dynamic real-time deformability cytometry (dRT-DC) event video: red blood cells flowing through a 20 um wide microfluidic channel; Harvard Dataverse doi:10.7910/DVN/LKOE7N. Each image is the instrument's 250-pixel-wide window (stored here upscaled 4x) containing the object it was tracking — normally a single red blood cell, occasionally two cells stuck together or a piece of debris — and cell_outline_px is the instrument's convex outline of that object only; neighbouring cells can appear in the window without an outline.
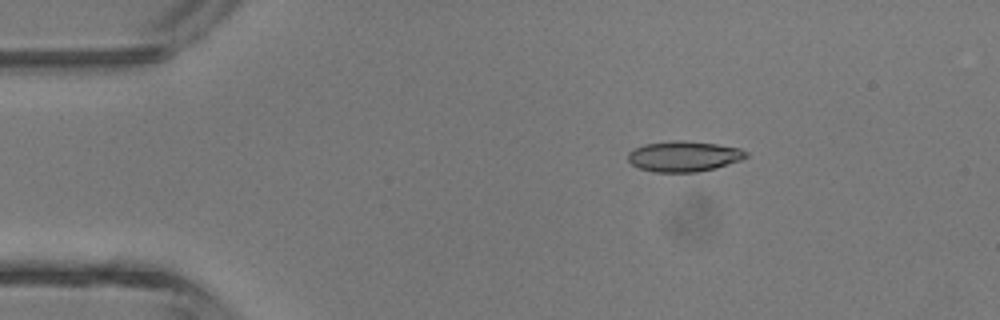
{"species": "common noctule bat (a hibernating species)", "species_latin": "Nyctalus noctula", "temperature_condition": "room temperature", "stored_images_in_passage": 4, "camera_frame_rate_fps": 3000, "um_per_image_px": 0.085, "animal": {"sex": "male", "body_mass_g": 13.3}, "frame": {"image": 1, "passage_image": 2, "time_ms": 1.333, "image_size_px": [1000, 320], "cell_outline_px": [[748, 156], [740, 160], [716, 168], [696, 172], [652, 172], [640, 168], [632, 164], [628, 160], [628, 152], [644, 144], [672, 140], [684, 140], [716, 144], [740, 148], [748, 152]], "centroid_in_image_um": [58.13, 13.28], "position_along_channel_um": 26.9, "area_um2": 21.04}}
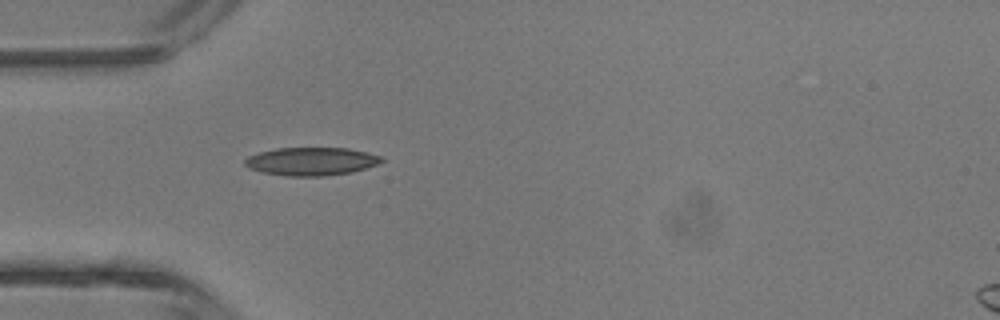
{"frame": {"image": 2, "passage_image": 4, "time_ms": 3.333, "image_size_px": [1000, 320], "cell_outline_px": [[384, 160], [376, 164], [352, 172], [324, 176], [288, 176], [264, 172], [248, 168], [244, 164], [244, 160], [248, 156], [260, 152], [276, 148], [348, 148], [380, 156]], "centroid_in_image_um": [26.42, 13.71], "position_along_channel_um": 58.6, "area_um2": 22.14}}